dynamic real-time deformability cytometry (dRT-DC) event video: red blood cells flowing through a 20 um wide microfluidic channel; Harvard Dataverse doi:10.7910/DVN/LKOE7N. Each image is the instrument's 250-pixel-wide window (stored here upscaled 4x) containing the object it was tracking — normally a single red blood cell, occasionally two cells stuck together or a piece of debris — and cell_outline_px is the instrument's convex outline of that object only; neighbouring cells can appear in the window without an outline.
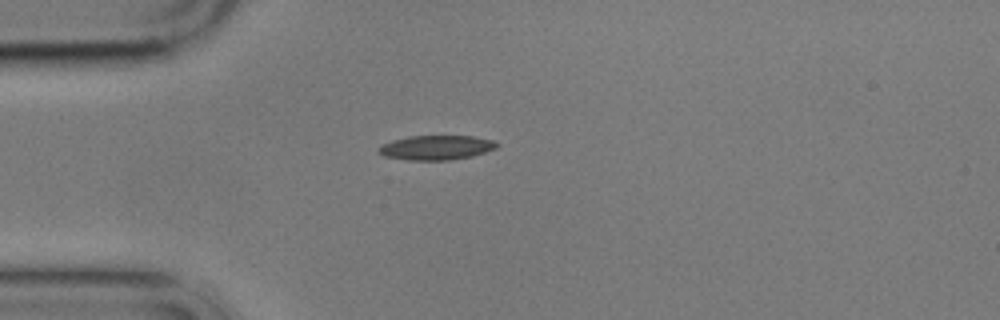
{"species": "common noctule bat (a hibernating species)", "species_latin": "Nyctalus noctula", "temperature_condition": "cold", "stored_images_in_passage": 1, "camera_frame_rate_fps": 3000, "um_per_image_px": 0.085, "animal": {"sex": "male", "body_mass_g": 17.9}, "frame": {"image": 1, "passage_image": 1, "time_ms": 0.0, "image_size_px": [1000, 320], "cell_outline_px": [[500, 144], [496, 148], [472, 156], [448, 160], [408, 160], [384, 156], [376, 152], [376, 148], [392, 140], [408, 136], [472, 136], [496, 140]], "centroid_in_image_um": [37.08, 12.54], "position_along_channel_um": 47.9, "area_um2": 16.99}}